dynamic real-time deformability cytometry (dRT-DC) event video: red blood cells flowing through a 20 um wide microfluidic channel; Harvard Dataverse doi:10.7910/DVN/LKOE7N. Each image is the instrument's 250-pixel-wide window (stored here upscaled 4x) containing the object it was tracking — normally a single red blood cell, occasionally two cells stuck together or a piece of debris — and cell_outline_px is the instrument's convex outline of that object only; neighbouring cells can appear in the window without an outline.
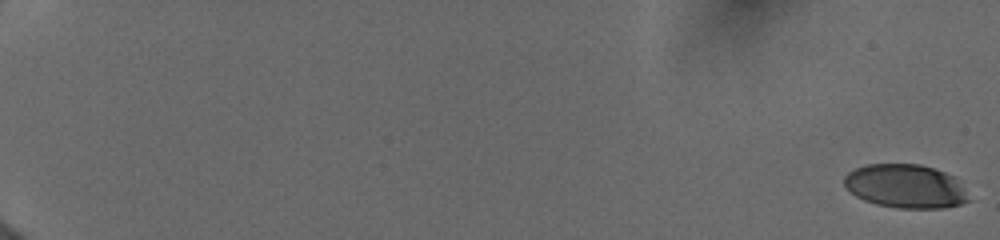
{"species": "human", "species_latin": "Homo sapiens", "temperature_condition": "cold", "stored_images_in_passage": 8, "camera_frame_rate_fps": 3000, "um_per_image_px": 0.085, "donor": {"sex": "female"}, "frame": {"image": 1, "passage_image": 1, "time_ms": 0.0, "image_size_px": [1000, 240], "cell_outline_px": [[972, 200], [960, 204], [944, 208], [896, 208], [876, 204], [864, 200], [856, 196], [844, 184], [844, 176], [848, 172], [856, 168], [868, 164], [920, 164], [944, 172], [952, 176], [964, 188]], "centroid_in_image_um": [76.98, 15.84], "position_along_channel_um": 8.0, "area_um2": 31.62}}
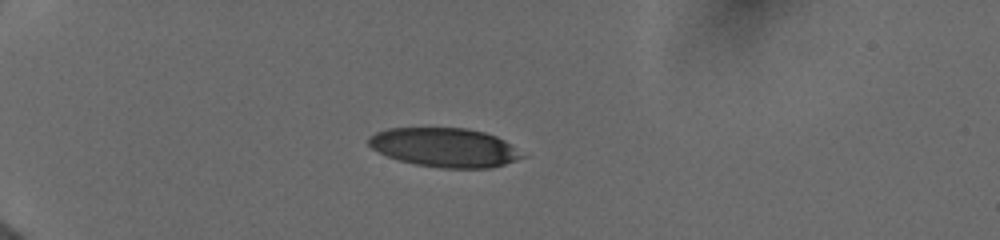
{"frame": {"image": 2, "passage_image": 6, "time_ms": 5.667, "image_size_px": [1000, 240], "cell_outline_px": [[528, 156], [492, 168], [444, 168], [416, 164], [400, 160], [388, 156], [372, 148], [368, 144], [368, 136], [376, 132], [388, 128], [464, 128], [484, 132], [496, 136], [504, 140]], "centroid_in_image_um": [37.81, 12.53], "position_along_channel_um": 47.2, "area_um2": 34.85}}
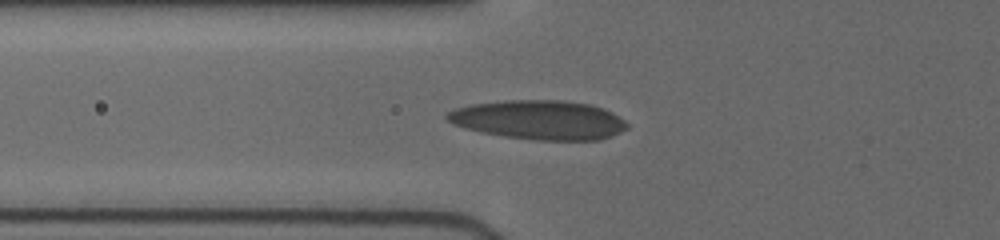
{"frame": {"image": 3, "passage_image": 8, "time_ms": 7.667, "image_size_px": [1000, 240], "cell_outline_px": [[628, 128], [612, 136], [600, 140], [536, 140], [504, 136], [480, 132], [464, 128], [452, 124], [444, 116], [448, 112], [456, 108], [472, 104], [504, 100], [564, 100], [592, 104], [604, 108], [612, 112], [624, 120], [628, 124]], "centroid_in_image_um": [45.83, 10.19], "position_along_channel_um": 80.0, "area_um2": 41.38}}